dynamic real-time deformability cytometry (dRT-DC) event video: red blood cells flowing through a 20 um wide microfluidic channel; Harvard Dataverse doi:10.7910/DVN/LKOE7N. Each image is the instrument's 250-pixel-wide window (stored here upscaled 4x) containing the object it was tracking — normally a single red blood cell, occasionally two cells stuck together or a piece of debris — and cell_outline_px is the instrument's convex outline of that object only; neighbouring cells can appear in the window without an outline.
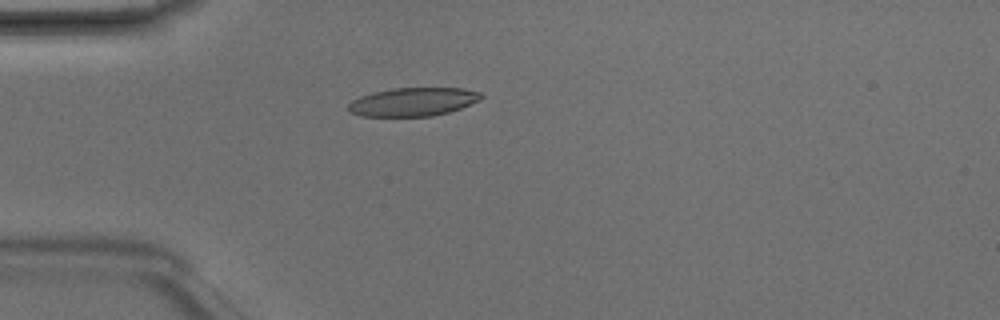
{"species": "Egyptian fruit bat (a non-hibernating species)", "species_latin": "Rousettus aegyptiacus", "temperature_condition": "room temperature", "stored_images_in_passage": 2, "camera_frame_rate_fps": 3000, "um_per_image_px": 0.085, "animal": {"sex": "male"}, "frame": {"image": 1, "passage_image": 2, "time_ms": 0.333, "image_size_px": [1000, 320], "cell_outline_px": [[484, 96], [480, 100], [460, 108], [448, 112], [432, 116], [360, 116], [352, 112], [348, 108], [348, 104], [352, 100], [360, 96], [372, 92], [392, 88], [464, 88], [480, 92]], "centroid_in_image_um": [35.11, 8.65], "position_along_channel_um": 49.9, "area_um2": 22.02}}